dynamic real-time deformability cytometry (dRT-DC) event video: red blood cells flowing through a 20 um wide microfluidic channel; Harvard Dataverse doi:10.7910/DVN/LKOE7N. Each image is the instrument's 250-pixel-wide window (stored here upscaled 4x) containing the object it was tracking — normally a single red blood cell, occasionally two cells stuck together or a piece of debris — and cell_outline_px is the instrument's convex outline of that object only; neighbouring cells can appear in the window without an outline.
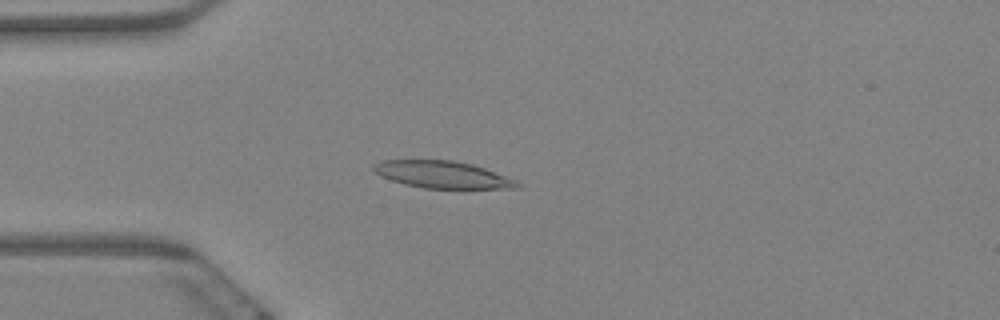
{"species": "Egyptian fruit bat (a non-hibernating species)", "species_latin": "Rousettus aegyptiacus", "temperature_condition": "warm", "stored_images_in_passage": 62, "camera_frame_rate_fps": 3000, "um_per_image_px": 0.085, "animal": {"sex": "female"}, "frame": {"image": 1, "passage_image": 16, "time_ms": 5.0, "image_size_px": [1000, 320], "cell_outline_px": [[520, 188], [424, 188], [404, 184], [392, 180], [376, 172], [372, 168], [372, 164], [380, 160], [452, 160], [472, 164], [484, 168], [516, 180], [520, 184]], "centroid_in_image_um": [37.6, 14.83], "position_along_channel_um": 47.4, "area_um2": 22.43}}
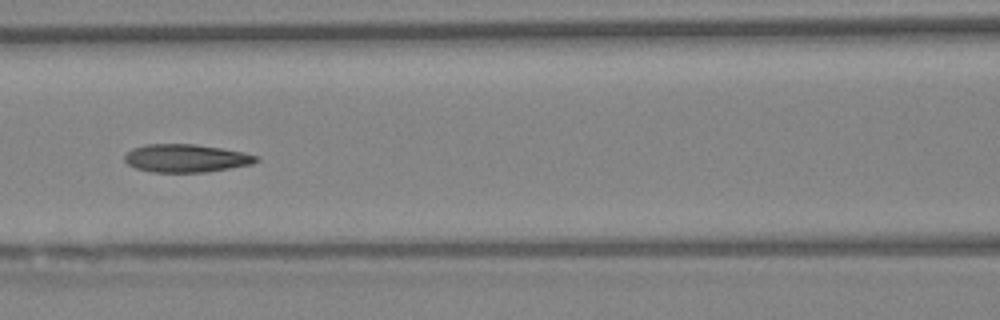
{"frame": {"image": 2, "passage_image": 27, "time_ms": 8.667, "image_size_px": [1000, 320], "cell_outline_px": [[260, 160], [252, 164], [204, 172], [152, 172], [136, 168], [128, 164], [124, 160], [124, 156], [132, 148], [144, 144], [196, 144], [244, 152], [260, 156]], "centroid_in_image_um": [15.82, 13.44], "position_along_channel_um": 150.8, "area_um2": 21.5}}
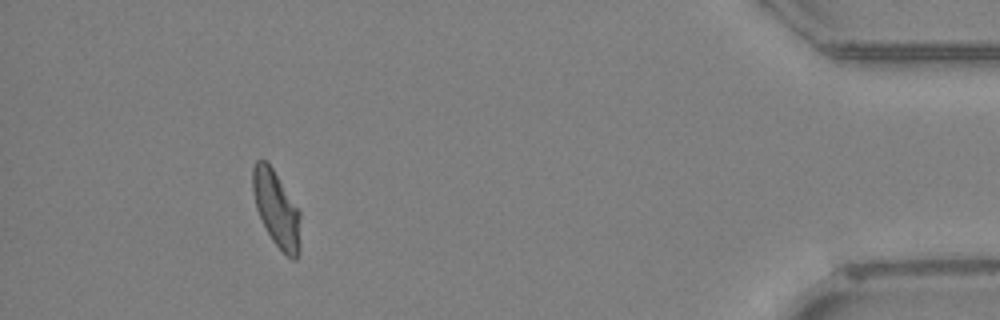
{"frame": {"image": 3, "passage_image": 57, "time_ms": 18.667, "image_size_px": [1000, 320], "cell_outline_px": [[300, 252], [296, 260], [292, 260], [272, 240], [256, 208], [252, 192], [252, 168], [256, 160], [264, 160], [272, 168], [300, 212]], "centroid_in_image_um": [23.5, 17.78], "position_along_channel_um": 411.7, "area_um2": 20.81}, "authors_computed_cell_mechanics": {"area_um2": 21.8773, "velocity_mm_per_s": 3.2155, "shape_relaxation_time_tau1_ms": 6.6503, "shape_relaxation_time_tau2_ms": 2.328, "deformation_change_tau1": 0.1986, "deformation_change_tau2": 0.0897}}